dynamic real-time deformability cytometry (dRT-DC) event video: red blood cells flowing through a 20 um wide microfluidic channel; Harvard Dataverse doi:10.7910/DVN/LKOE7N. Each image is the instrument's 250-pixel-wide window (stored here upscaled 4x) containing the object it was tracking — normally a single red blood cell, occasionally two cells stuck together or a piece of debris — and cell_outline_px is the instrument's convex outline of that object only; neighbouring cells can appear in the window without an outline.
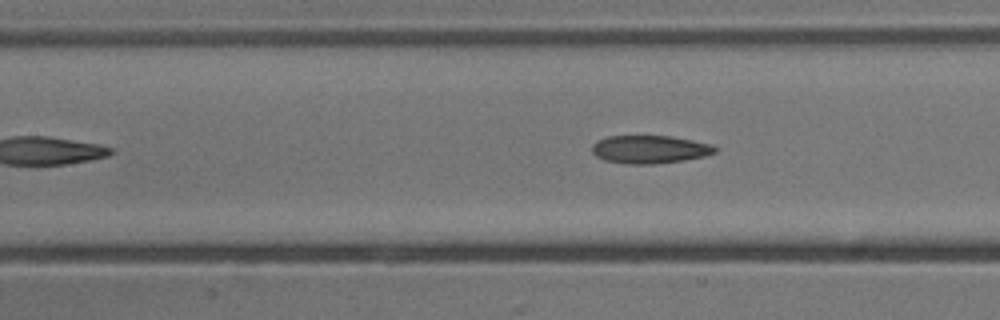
{"species": "common noctule bat (a hibernating species)", "species_latin": "Nyctalus noctula", "temperature_condition": "cold", "stored_images_in_passage": 10, "camera_frame_rate_fps": 3000, "um_per_image_px": 0.085, "animal": {"sex": "male", "body_mass_g": 13.3}, "frame": {"image": 1, "passage_image": 10, "time_ms": 11.333, "image_size_px": [1000, 320], "cell_outline_px": [[716, 152], [704, 156], [684, 160], [652, 164], [628, 164], [604, 160], [596, 156], [592, 152], [592, 144], [596, 140], [608, 136], [672, 136], [712, 144], [716, 148]], "centroid_in_image_um": [55.2, 12.69], "position_along_channel_um": 152.2, "area_um2": 20.11}}